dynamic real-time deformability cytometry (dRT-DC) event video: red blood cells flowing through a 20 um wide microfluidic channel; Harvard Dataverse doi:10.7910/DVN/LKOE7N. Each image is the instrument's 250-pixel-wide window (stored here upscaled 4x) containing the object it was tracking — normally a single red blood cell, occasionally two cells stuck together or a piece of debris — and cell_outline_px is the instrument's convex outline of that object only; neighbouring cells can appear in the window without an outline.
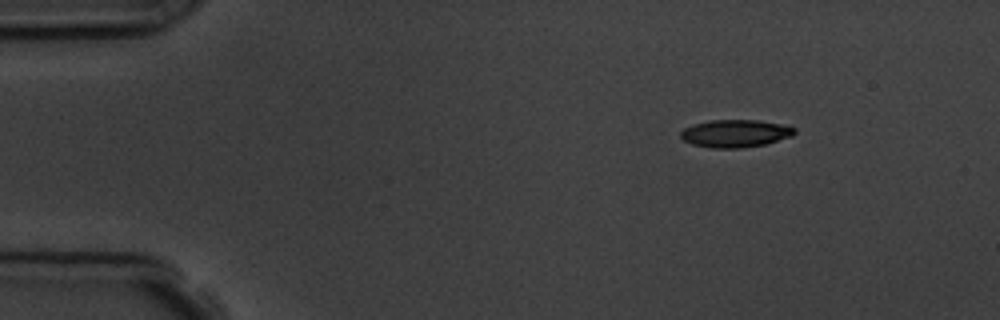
{"species": "common noctule bat (a hibernating species)", "species_latin": "Nyctalus noctula", "temperature_condition": "room temperature", "stored_images_in_passage": 3, "camera_frame_rate_fps": 3000, "um_per_image_px": 0.085, "animal": {"sex": "male", "body_mass_g": 19.5, "forearm_length_mm": 54.6}, "frame": {"image": 1, "passage_image": 1, "time_ms": 0.0, "image_size_px": [1000, 320], "cell_outline_px": [[796, 132], [792, 136], [764, 144], [740, 148], [712, 148], [692, 144], [684, 140], [680, 136], [680, 132], [684, 128], [692, 124], [708, 120], [756, 120], [780, 124], [796, 128]], "centroid_in_image_um": [62.47, 11.34], "position_along_channel_um": 22.5, "area_um2": 18.26}}
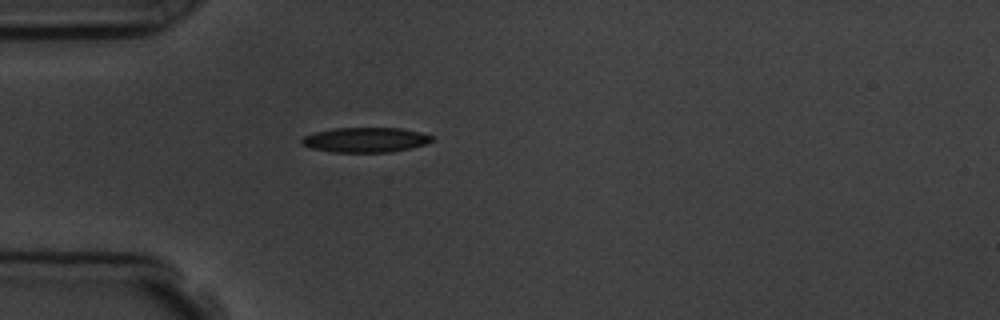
{"frame": {"image": 2, "passage_image": 3, "time_ms": 2.667, "image_size_px": [1000, 320], "cell_outline_px": [[432, 140], [424, 144], [392, 152], [332, 152], [312, 148], [304, 144], [300, 140], [304, 136], [312, 132], [336, 128], [400, 128], [432, 136]], "centroid_in_image_um": [31.0, 11.88], "position_along_channel_um": 54.0, "area_um2": 18.55}}